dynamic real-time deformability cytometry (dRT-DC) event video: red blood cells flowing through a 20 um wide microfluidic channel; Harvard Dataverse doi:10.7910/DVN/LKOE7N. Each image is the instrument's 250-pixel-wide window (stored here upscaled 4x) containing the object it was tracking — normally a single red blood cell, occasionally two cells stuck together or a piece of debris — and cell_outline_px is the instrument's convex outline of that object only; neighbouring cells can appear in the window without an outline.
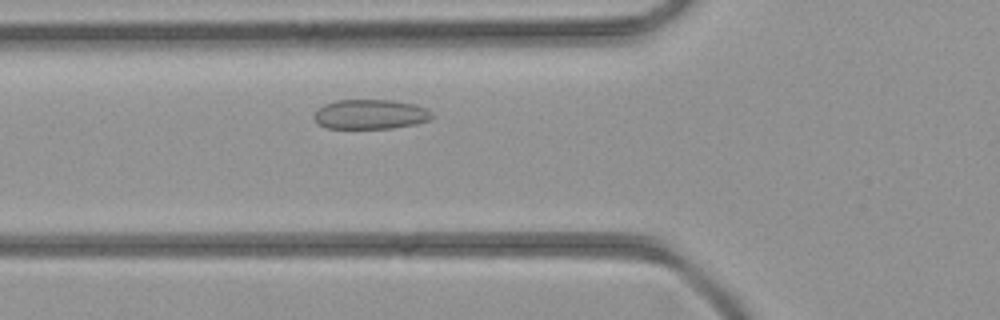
{"species": "common noctule bat (a hibernating species)", "species_latin": "Nyctalus noctula", "temperature_condition": "room temperature", "stored_images_in_passage": 36, "camera_frame_rate_fps": 3000, "um_per_image_px": 0.085, "animal": {"sex": "female", "body_mass_g": 21.9}, "frame": {"image": 1, "passage_image": 8, "time_ms": 2.333, "image_size_px": [1000, 320], "cell_outline_px": [[432, 120], [416, 124], [392, 128], [324, 128], [316, 124], [312, 116], [324, 104], [336, 100], [392, 100], [416, 104], [432, 112]], "centroid_in_image_um": [31.47, 9.72], "position_along_channel_um": 94.3, "area_um2": 20.58}}
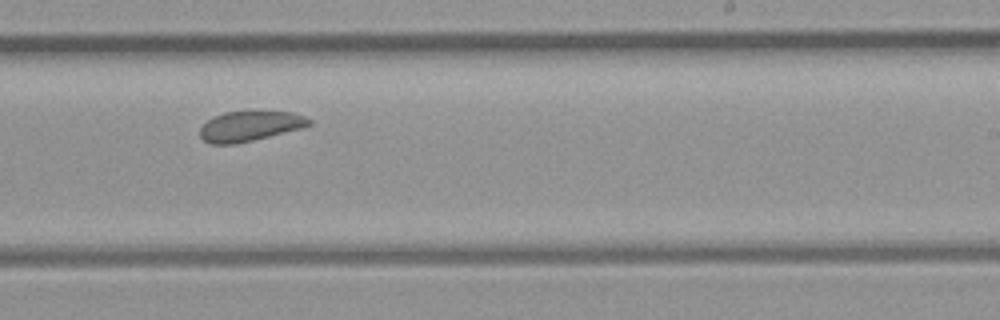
{"frame": {"image": 2, "passage_image": 19, "time_ms": 6.0, "image_size_px": [1000, 320], "cell_outline_px": [[312, 124], [304, 128], [236, 144], [212, 144], [204, 140], [200, 136], [200, 128], [212, 116], [224, 112], [252, 108], [256, 108], [292, 112], [304, 116], [312, 120]], "centroid_in_image_um": [21.28, 10.66], "position_along_channel_um": 267.7, "area_um2": 20.11}}
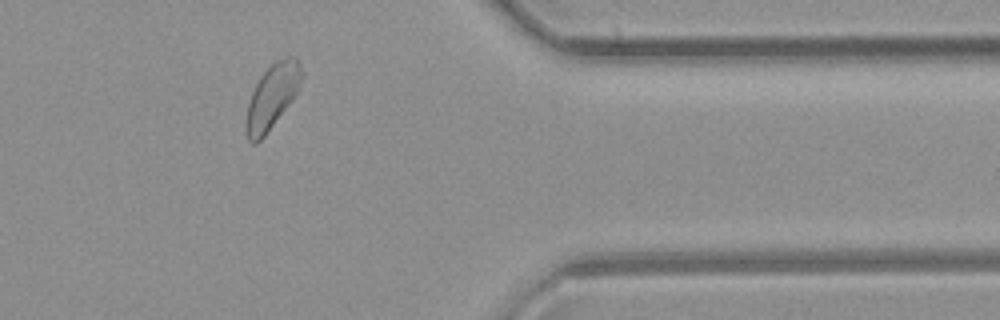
{"frame": {"image": 3, "passage_image": 28, "time_ms": 9.0, "image_size_px": [1000, 320], "cell_outline_px": [[304, 76], [300, 88], [264, 136], [256, 144], [252, 144], [248, 140], [244, 124], [248, 104], [252, 92], [260, 76], [276, 60], [284, 56], [296, 56], [304, 72]], "centroid_in_image_um": [23.14, 8.17], "position_along_channel_um": 388.3, "area_um2": 20.92}}